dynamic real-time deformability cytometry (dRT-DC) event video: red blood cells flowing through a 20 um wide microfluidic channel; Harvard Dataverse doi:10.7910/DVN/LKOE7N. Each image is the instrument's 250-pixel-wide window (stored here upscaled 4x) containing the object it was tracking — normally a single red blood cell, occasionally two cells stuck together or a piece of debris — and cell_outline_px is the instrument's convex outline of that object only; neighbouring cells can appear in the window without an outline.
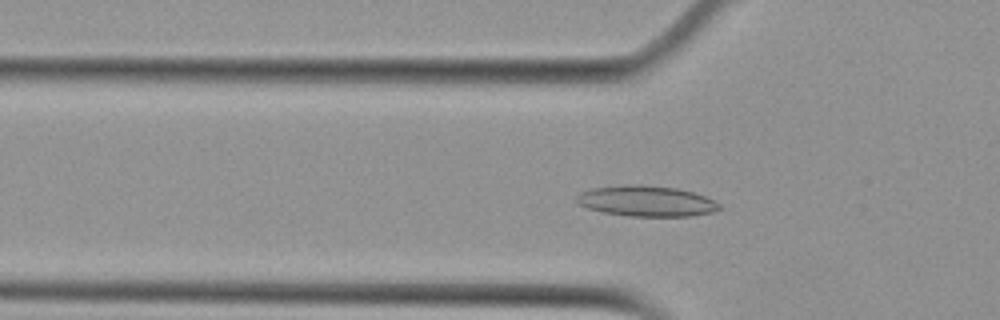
{"species": "Egyptian fruit bat (a non-hibernating species)", "species_latin": "Rousettus aegyptiacus", "temperature_condition": "cold", "stored_images_in_passage": 54, "camera_frame_rate_fps": 3000, "um_per_image_px": 0.085, "animal": {"sex": "female"}, "frame": {"image": 1, "passage_image": 18, "time_ms": 5.667, "image_size_px": [1000, 320], "cell_outline_px": [[720, 208], [712, 212], [692, 216], [628, 216], [604, 212], [588, 208], [576, 204], [576, 196], [580, 192], [592, 188], [624, 184], [640, 184], [676, 188], [692, 192], [704, 196], [720, 204]], "centroid_in_image_um": [54.89, 17.08], "position_along_channel_um": 70.9, "area_um2": 25.55}}
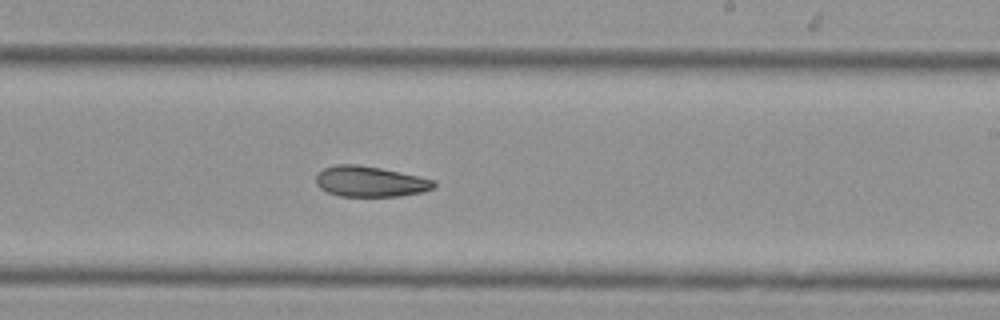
{"frame": {"image": 2, "passage_image": 33, "time_ms": 10.667, "image_size_px": [1000, 320], "cell_outline_px": [[436, 184], [432, 188], [424, 192], [400, 196], [340, 196], [328, 192], [320, 188], [316, 184], [316, 176], [324, 168], [336, 164], [356, 164], [380, 168], [400, 172], [436, 180]], "centroid_in_image_um": [31.47, 15.43], "position_along_channel_um": 257.5, "area_um2": 20.98}}
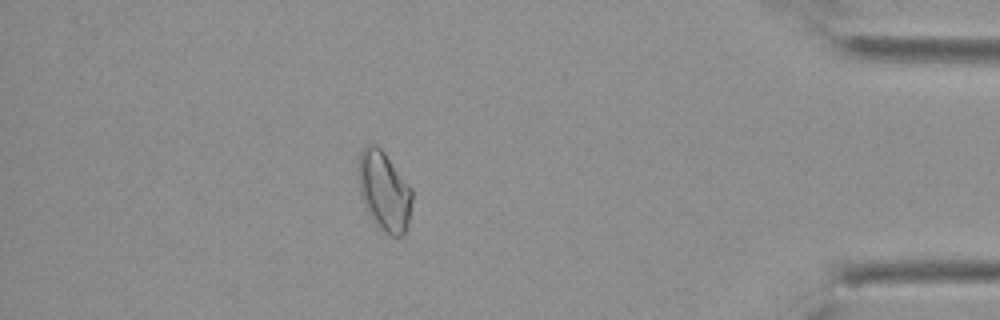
{"frame": {"image": 3, "passage_image": 48, "time_ms": 15.667, "image_size_px": [1000, 320], "cell_outline_px": [[412, 200], [408, 220], [404, 236], [392, 236], [376, 224], [368, 212], [360, 196], [356, 172], [360, 152], [368, 144], [376, 144], [384, 152], [412, 188]], "centroid_in_image_um": [32.62, 16.21], "position_along_channel_um": 402.6, "area_um2": 24.91}}